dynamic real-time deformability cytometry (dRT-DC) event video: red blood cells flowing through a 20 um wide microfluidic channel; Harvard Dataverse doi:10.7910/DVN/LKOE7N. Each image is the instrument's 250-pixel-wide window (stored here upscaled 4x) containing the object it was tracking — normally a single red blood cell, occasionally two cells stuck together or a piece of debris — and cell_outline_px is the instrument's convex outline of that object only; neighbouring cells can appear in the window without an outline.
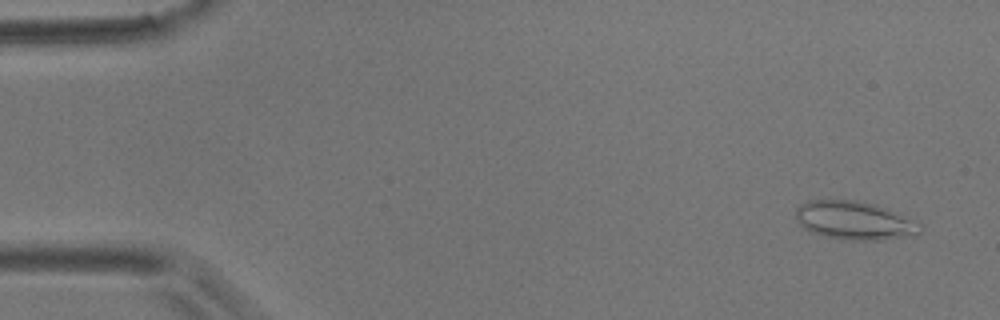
{"species": "common noctule bat (a hibernating species)", "species_latin": "Nyctalus noctula", "temperature_condition": "room temperature", "stored_images_in_passage": 30, "camera_frame_rate_fps": 3000, "um_per_image_px": 0.085, "animal": {"sex": "male", "body_mass_g": 17.9}, "frame": {"image": 1, "passage_image": 3, "time_ms": 0.667, "image_size_px": [1000, 320], "cell_outline_px": [[924, 228], [916, 236], [884, 240], [840, 240], [808, 232], [796, 220], [796, 208], [800, 204], [808, 200], [856, 200], [876, 204], [888, 208], [924, 224]], "centroid_in_image_um": [72.68, 18.76], "position_along_channel_um": 12.3, "area_um2": 28.67}}
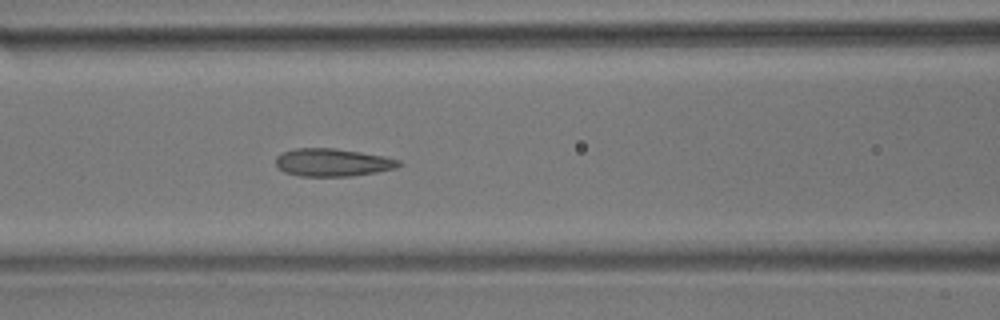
{"frame": {"image": 2, "passage_image": 23, "time_ms": 7.333, "image_size_px": [1000, 320], "cell_outline_px": [[404, 164], [396, 168], [376, 172], [352, 176], [300, 176], [284, 172], [276, 168], [276, 156], [284, 152], [296, 148], [336, 148], [384, 156], [400, 160]], "centroid_in_image_um": [28.28, 13.81], "position_along_channel_um": 138.3, "area_um2": 20.06}}
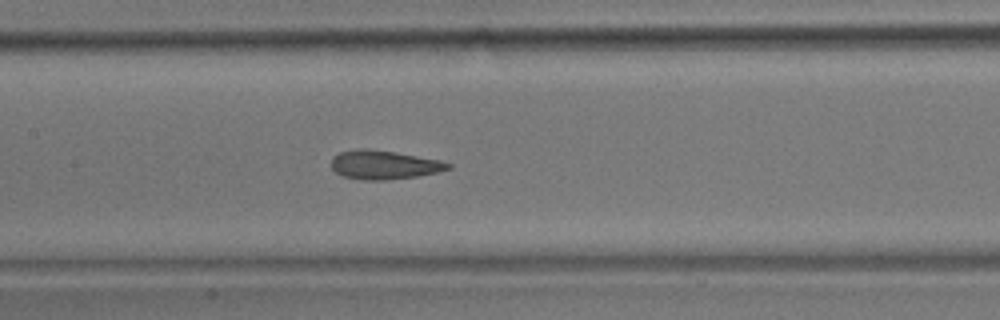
{"frame": {"image": 3, "passage_image": 26, "time_ms": 8.333, "image_size_px": [1000, 320], "cell_outline_px": [[452, 168], [436, 172], [416, 176], [384, 180], [364, 180], [340, 176], [332, 168], [332, 156], [340, 152], [360, 148], [368, 148], [396, 152], [440, 160], [452, 164]], "centroid_in_image_um": [32.62, 14.0], "position_along_channel_um": 174.8, "area_um2": 19.65}}